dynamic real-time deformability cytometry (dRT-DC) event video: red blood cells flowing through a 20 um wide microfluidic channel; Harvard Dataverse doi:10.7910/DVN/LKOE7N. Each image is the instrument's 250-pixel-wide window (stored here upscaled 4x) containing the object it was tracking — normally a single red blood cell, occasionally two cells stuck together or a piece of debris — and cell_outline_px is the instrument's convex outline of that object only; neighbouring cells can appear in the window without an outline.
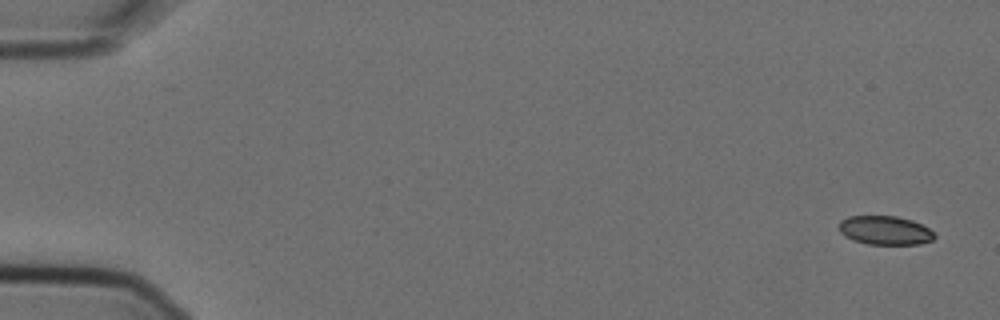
{"species": "Egyptian fruit bat (a non-hibernating species)", "species_latin": "Rousettus aegyptiacus", "temperature_condition": "cold", "stored_images_in_passage": 6, "segment_of_instrument_passage": [1, 2], "camera_frame_rate_fps": 3000, "um_per_image_px": 0.085, "animal": {"sex": "female"}, "frame": {"image": 1, "passage_image": 1, "time_ms": 0.0, "image_size_px": [1000, 320], "cell_outline_px": [[936, 236], [932, 240], [920, 244], [868, 244], [852, 240], [844, 236], [840, 232], [840, 220], [848, 216], [896, 216], [912, 220], [928, 228]], "centroid_in_image_um": [75.21, 19.58], "position_along_channel_um": 9.8, "area_um2": 16.01}}
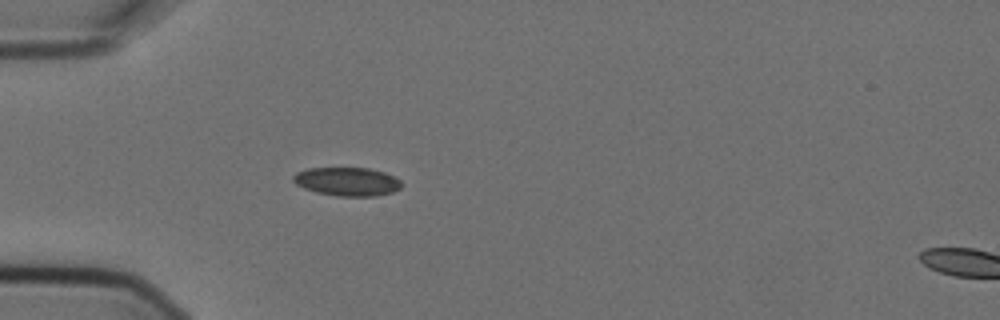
{"frame": {"image": 2, "passage_image": 5, "time_ms": 1.333, "image_size_px": [1000, 320], "cell_outline_px": [[400, 188], [392, 192], [376, 196], [336, 196], [316, 192], [304, 188], [296, 184], [292, 180], [292, 176], [296, 172], [308, 168], [368, 168], [384, 172], [400, 180]], "centroid_in_image_um": [29.47, 15.43], "position_along_channel_um": 55.5, "area_um2": 17.98}}